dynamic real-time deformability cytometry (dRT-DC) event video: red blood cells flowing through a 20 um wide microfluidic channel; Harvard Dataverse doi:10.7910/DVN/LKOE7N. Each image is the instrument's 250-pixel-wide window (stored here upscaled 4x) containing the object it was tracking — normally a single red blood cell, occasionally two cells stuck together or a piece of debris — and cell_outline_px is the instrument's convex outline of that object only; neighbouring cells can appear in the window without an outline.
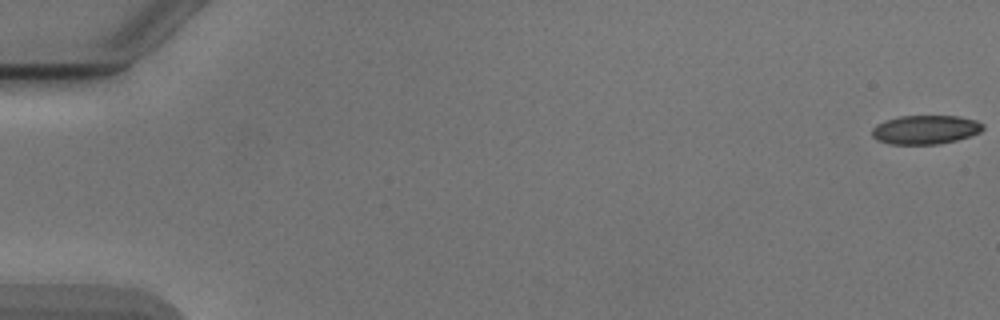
{"species": "Egyptian fruit bat (a non-hibernating species)", "species_latin": "Rousettus aegyptiacus", "temperature_condition": "cold", "stored_images_in_passage": 48, "camera_frame_rate_fps": 3000, "um_per_image_px": 0.085, "animal": {"sex": "male"}, "frame": {"image": 1, "passage_image": 1, "time_ms": 0.0, "image_size_px": [1000, 320], "cell_outline_px": [[984, 128], [980, 132], [956, 140], [940, 144], [892, 144], [876, 140], [872, 136], [872, 128], [876, 124], [884, 120], [900, 116], [956, 116], [976, 120], [984, 124]], "centroid_in_image_um": [78.64, 11.02], "position_along_channel_um": 6.4, "area_um2": 18.73}}
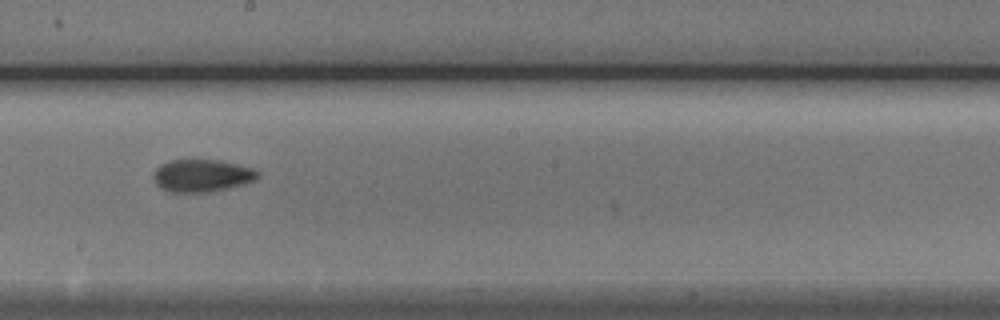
{"frame": {"image": 2, "passage_image": 31, "time_ms": 10.0, "image_size_px": [1000, 320], "cell_outline_px": [[260, 176], [256, 180], [228, 188], [208, 192], [172, 192], [160, 188], [156, 184], [152, 176], [156, 168], [160, 164], [168, 160], [220, 160], [252, 168], [260, 172]], "centroid_in_image_um": [17.15, 14.92], "position_along_channel_um": 231.1, "area_um2": 19.83}}
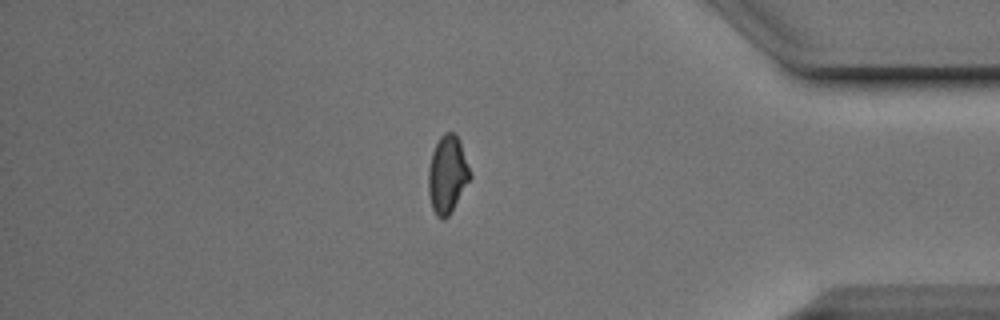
{"frame": {"image": 3, "passage_image": 46, "time_ms": 15.0, "image_size_px": [1000, 320], "cell_outline_px": [[472, 176], [448, 216], [444, 220], [440, 220], [436, 216], [432, 208], [428, 192], [428, 168], [432, 152], [440, 136], [444, 132], [456, 132]], "centroid_in_image_um": [38.0, 14.83], "position_along_channel_um": 397.2, "area_um2": 18.79}, "authors_computed_cell_mechanics": {"area_um2": 19.3052, "velocity_mm_per_s": 3.9019, "shape_relaxation_time_tau1_ms": 4.884, "shape_relaxation_time_tau2_ms": 2.7231, "deformation_change_tau1": 0.1265, "deformation_change_tau2": 0.0811}}